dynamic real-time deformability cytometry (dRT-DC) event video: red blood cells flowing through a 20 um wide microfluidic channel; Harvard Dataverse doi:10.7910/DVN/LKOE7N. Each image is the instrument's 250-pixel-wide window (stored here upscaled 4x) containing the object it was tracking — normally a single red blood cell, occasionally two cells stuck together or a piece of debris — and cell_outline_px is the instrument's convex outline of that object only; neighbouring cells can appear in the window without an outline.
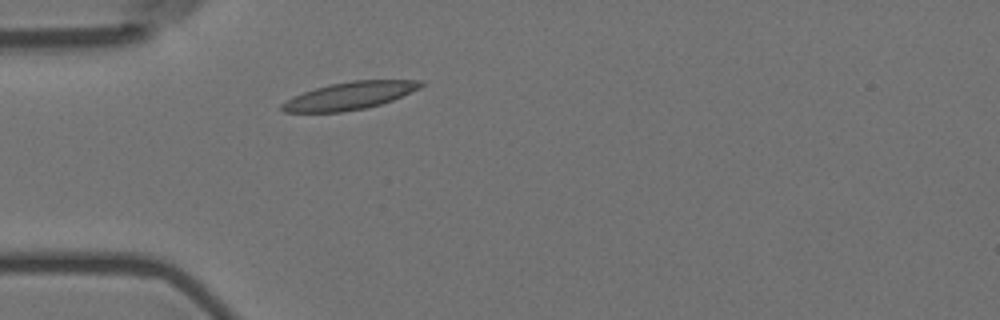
{"species": "Egyptian fruit bat (a non-hibernating species)", "species_latin": "Rousettus aegyptiacus", "temperature_condition": "room temperature", "stored_images_in_passage": 41, "camera_frame_rate_fps": 3000, "um_per_image_px": 0.085, "animal": {"sex": "female"}, "frame": {"image": 1, "passage_image": 1, "time_ms": 0.0, "image_size_px": [1000, 320], "cell_outline_px": [[424, 84], [420, 88], [392, 100], [380, 104], [364, 108], [340, 112], [284, 112], [280, 108], [280, 104], [292, 96], [316, 88], [332, 84], [352, 80], [424, 80]], "centroid_in_image_um": [29.71, 8.13], "position_along_channel_um": 55.3, "area_um2": 22.14}}
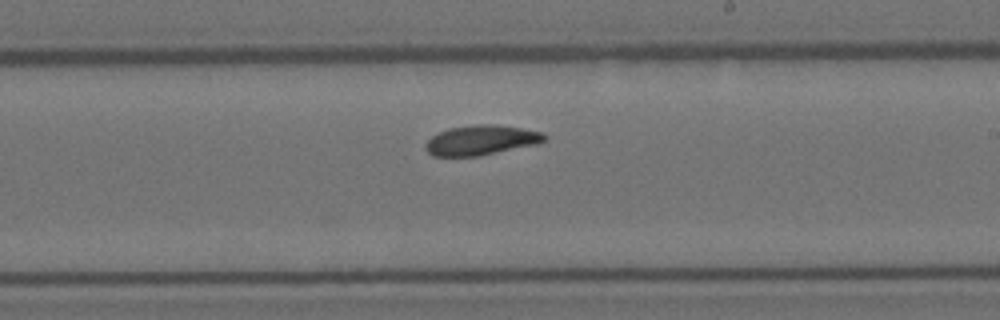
{"frame": {"image": 2, "passage_image": 18, "time_ms": 5.667, "image_size_px": [1000, 320], "cell_outline_px": [[548, 136], [544, 140], [536, 144], [480, 156], [432, 156], [424, 148], [424, 144], [432, 136], [448, 128], [476, 124], [496, 124], [544, 132]], "centroid_in_image_um": [40.88, 11.91], "position_along_channel_um": 248.1, "area_um2": 20.75}}
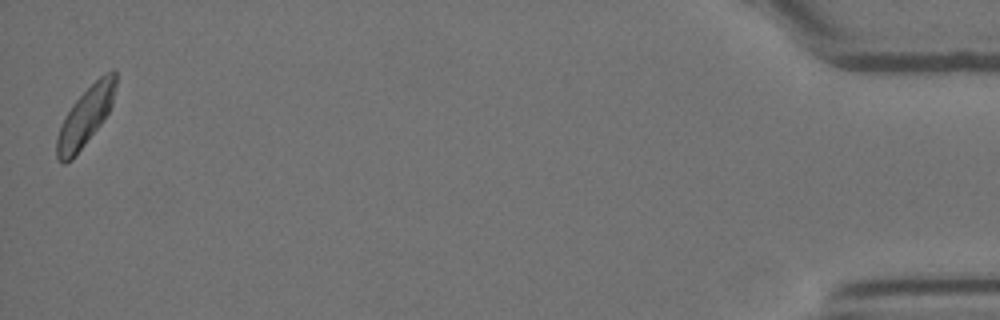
{"frame": {"image": 3, "passage_image": 41, "time_ms": 13.333, "image_size_px": [1000, 320], "cell_outline_px": [[116, 84], [112, 104], [104, 120], [72, 160], [64, 164], [56, 156], [56, 136], [72, 104], [104, 72], [112, 68], [116, 68]], "centroid_in_image_um": [7.29, 9.89], "position_along_channel_um": 427.9, "area_um2": 19.94}, "authors_computed_cell_mechanics": {"area_um2": 20.519, "velocity_mm_per_s": 3.526, "shape_relaxation_time_tau1_ms": 3.3918, "shape_relaxation_time_tau2_ms": 3.7365, "deformation_change_tau1": 0.108, "deformation_change_tau2": 0.0817}}